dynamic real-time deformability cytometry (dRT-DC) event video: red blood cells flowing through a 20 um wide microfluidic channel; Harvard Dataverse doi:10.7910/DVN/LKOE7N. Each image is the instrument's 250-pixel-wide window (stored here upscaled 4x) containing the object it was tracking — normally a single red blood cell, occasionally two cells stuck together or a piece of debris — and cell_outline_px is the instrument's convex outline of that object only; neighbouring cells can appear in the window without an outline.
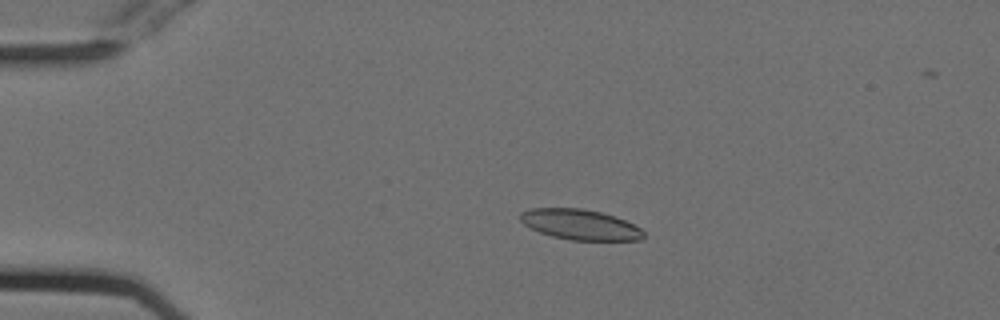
{"species": "Egyptian fruit bat (a non-hibernating species)", "species_latin": "Rousettus aegyptiacus", "temperature_condition": "cold", "stored_images_in_passage": 54, "camera_frame_rate_fps": 3000, "um_per_image_px": 0.085, "animal": {"sex": "female"}, "frame": {"image": 1, "passage_image": 12, "time_ms": 3.667, "image_size_px": [1000, 320], "cell_outline_px": [[644, 236], [640, 240], [572, 240], [552, 236], [540, 232], [524, 224], [520, 220], [520, 212], [532, 208], [580, 208], [600, 212], [624, 220], [640, 228], [644, 232]], "centroid_in_image_um": [49.29, 19.09], "position_along_channel_um": 35.7, "area_um2": 21.56}}
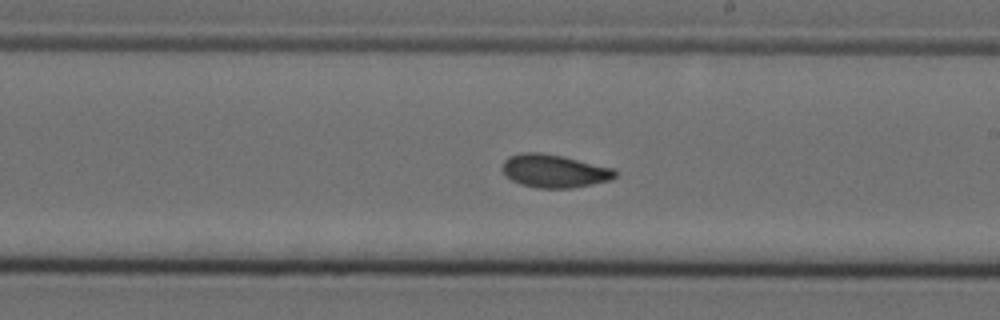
{"frame": {"image": 2, "passage_image": 32, "time_ms": 10.333, "image_size_px": [1000, 320], "cell_outline_px": [[616, 176], [608, 180], [592, 184], [572, 188], [536, 188], [520, 184], [512, 180], [504, 172], [504, 160], [508, 156], [520, 152], [540, 152], [560, 156], [612, 168], [616, 172]], "centroid_in_image_um": [47.08, 14.54], "position_along_channel_um": 241.9, "area_um2": 21.39}}
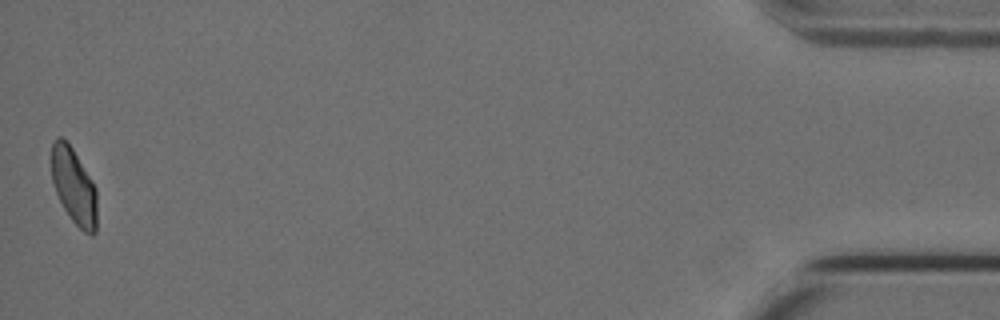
{"frame": {"image": 3, "passage_image": 54, "time_ms": 17.667, "image_size_px": [1000, 320], "cell_outline_px": [[96, 232], [92, 236], [84, 232], [72, 220], [64, 208], [56, 192], [52, 180], [52, 144], [56, 136], [60, 136], [72, 148], [96, 188]], "centroid_in_image_um": [6.28, 15.85], "position_along_channel_um": 428.9, "area_um2": 19.77}, "authors_computed_cell_mechanics": {"area_um2": 21.4149, "velocity_mm_per_s": 3.7488, "shape_relaxation_time_tau1_ms": 9.2411, "shape_relaxation_time_tau2_ms": 1.896, "deformation_change_tau1": 0.1823, "deformation_change_tau2": 0.0651}}